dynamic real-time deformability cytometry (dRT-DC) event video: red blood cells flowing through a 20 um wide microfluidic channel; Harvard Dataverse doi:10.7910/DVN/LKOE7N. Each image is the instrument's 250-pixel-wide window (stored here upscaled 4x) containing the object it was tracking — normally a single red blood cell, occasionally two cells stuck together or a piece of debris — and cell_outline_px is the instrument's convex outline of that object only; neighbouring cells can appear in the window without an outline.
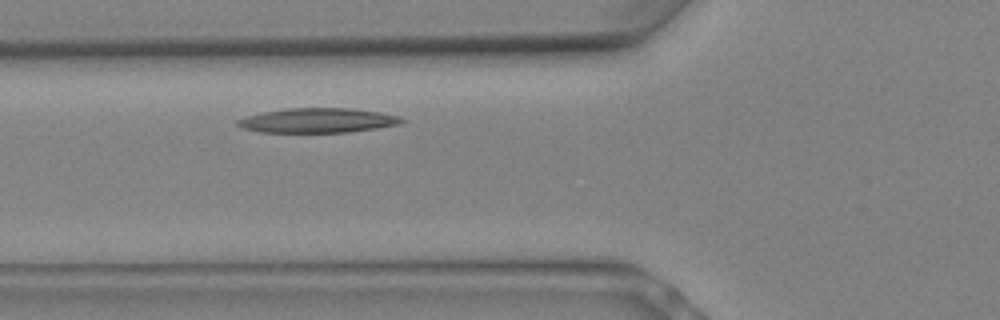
{"species": "Egyptian fruit bat (a non-hibernating species)", "species_latin": "Rousettus aegyptiacus", "temperature_condition": "warm", "stored_images_in_passage": 4, "camera_frame_rate_fps": 3000, "um_per_image_px": 0.085, "animal": {"sex": "female"}, "frame": {"image": 1, "passage_image": 4, "time_ms": 1.0, "image_size_px": [1000, 320], "cell_outline_px": [[404, 120], [400, 124], [376, 128], [348, 132], [260, 132], [244, 128], [236, 124], [236, 120], [248, 116], [264, 112], [288, 108], [352, 108], [380, 112], [400, 116]], "centroid_in_image_um": [27.03, 10.23], "position_along_channel_um": 98.8, "area_um2": 23.35}}